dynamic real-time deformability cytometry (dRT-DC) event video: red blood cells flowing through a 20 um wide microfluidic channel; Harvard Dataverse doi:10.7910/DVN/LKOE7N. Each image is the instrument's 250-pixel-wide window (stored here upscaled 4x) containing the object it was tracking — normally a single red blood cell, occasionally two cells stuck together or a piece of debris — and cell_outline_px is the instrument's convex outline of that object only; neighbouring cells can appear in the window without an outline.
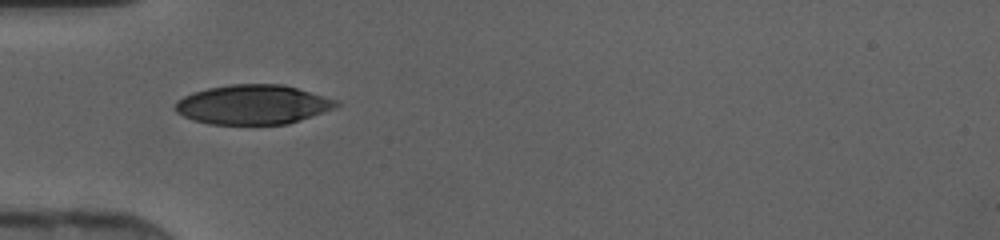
{"species": "human", "species_latin": "Homo sapiens", "temperature_condition": "cold", "stored_images_in_passage": 28, "camera_frame_rate_fps": 3000, "um_per_image_px": 0.085, "donor": {"sex": "female"}, "frame": {"image": 1, "passage_image": 1, "time_ms": 0.0, "image_size_px": [1000, 240], "cell_outline_px": [[340, 104], [336, 108], [288, 124], [208, 124], [192, 120], [176, 112], [172, 108], [176, 100], [192, 92], [208, 88], [232, 84], [284, 84], [340, 100]], "centroid_in_image_um": [21.5, 8.89], "position_along_channel_um": 63.5, "area_um2": 37.45}}
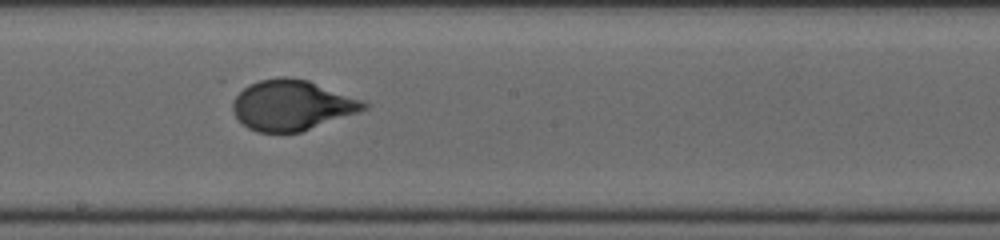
{"frame": {"image": 2, "passage_image": 12, "time_ms": 3.667, "image_size_px": [1000, 240], "cell_outline_px": [[368, 108], [300, 132], [256, 132], [248, 128], [232, 112], [232, 104], [236, 96], [248, 84], [260, 80], [280, 76], [288, 76], [308, 80], [364, 100], [368, 104]], "centroid_in_image_um": [24.8, 8.92], "position_along_channel_um": 223.4, "area_um2": 38.21}}
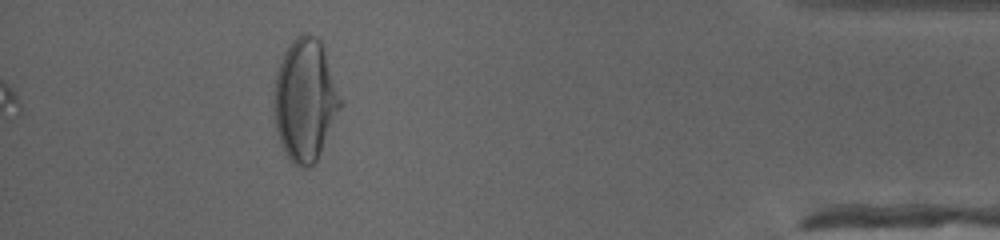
{"frame": {"image": 3, "passage_image": 28, "time_ms": 9.0, "image_size_px": [1000, 240], "cell_outline_px": [[344, 104], [316, 160], [308, 168], [300, 168], [284, 152], [280, 144], [276, 132], [272, 108], [272, 100], [276, 72], [284, 52], [292, 40], [300, 32], [308, 32], [316, 36], [320, 40]], "centroid_in_image_um": [25.91, 8.48], "position_along_channel_um": 409.3, "area_um2": 47.92}}